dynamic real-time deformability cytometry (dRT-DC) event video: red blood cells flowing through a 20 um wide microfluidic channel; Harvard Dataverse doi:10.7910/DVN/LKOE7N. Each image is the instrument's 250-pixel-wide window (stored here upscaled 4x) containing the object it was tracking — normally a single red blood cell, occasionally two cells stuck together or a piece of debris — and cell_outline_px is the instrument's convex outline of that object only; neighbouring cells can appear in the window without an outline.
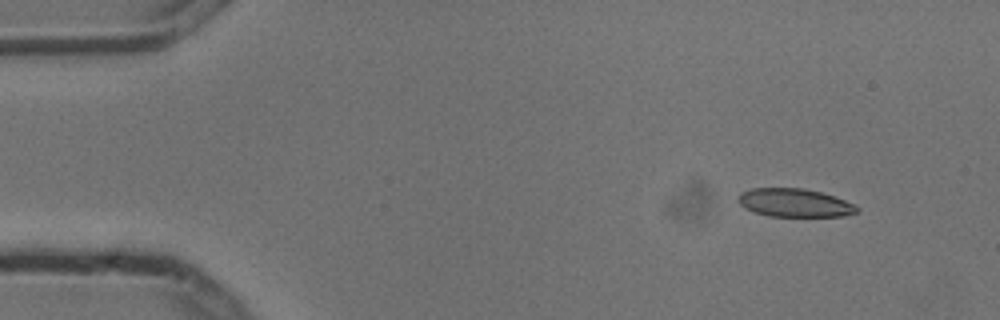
{"species": "common noctule bat (a hibernating species)", "species_latin": "Nyctalus noctula", "temperature_condition": "cold", "stored_images_in_passage": 6, "camera_frame_rate_fps": 3000, "um_per_image_px": 0.085, "animal": {"sex": "male", "body_mass_g": 13.3}, "frame": {"image": 1, "passage_image": 2, "time_ms": 0.333, "image_size_px": [1000, 320], "cell_outline_px": [[860, 212], [844, 216], [768, 216], [744, 208], [736, 200], [736, 196], [740, 192], [752, 188], [804, 188], [820, 192], [856, 204], [860, 208]], "centroid_in_image_um": [67.53, 17.24], "position_along_channel_um": 17.5, "area_um2": 19.77}}